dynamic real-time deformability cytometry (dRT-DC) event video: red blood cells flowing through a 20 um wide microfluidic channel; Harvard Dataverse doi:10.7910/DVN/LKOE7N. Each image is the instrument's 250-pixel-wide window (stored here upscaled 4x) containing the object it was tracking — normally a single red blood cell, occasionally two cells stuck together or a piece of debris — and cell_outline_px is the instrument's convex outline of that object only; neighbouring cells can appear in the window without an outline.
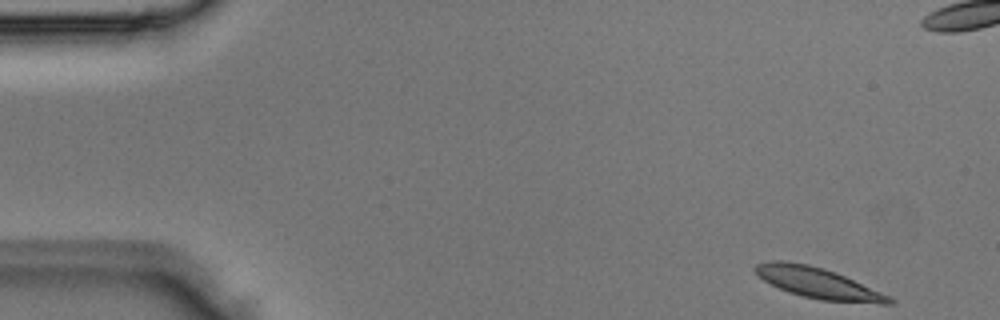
{"species": "Egyptian fruit bat (a non-hibernating species)", "species_latin": "Rousettus aegyptiacus", "temperature_condition": "room temperature", "stored_images_in_passage": 5, "camera_frame_rate_fps": 3000, "um_per_image_px": 0.085, "animal": {"sex": "male"}, "frame": {"image": 1, "passage_image": 1, "time_ms": 0.0, "image_size_px": [1000, 320], "cell_outline_px": [[896, 304], [880, 304], [820, 300], [788, 292], [764, 280], [752, 268], [756, 264], [772, 260], [784, 260], [808, 264], [824, 268], [836, 272], [880, 292], [896, 300]], "centroid_in_image_um": [69.54, 24.05], "position_along_channel_um": 15.5, "area_um2": 23.87}}
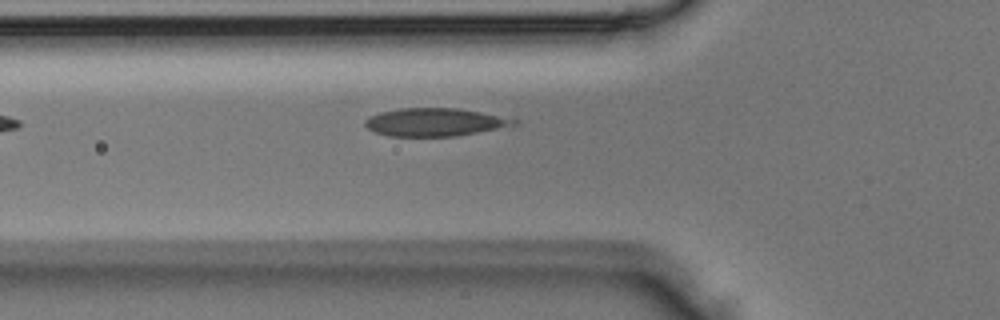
{"frame": {"image": 2, "passage_image": 5, "time_ms": 1.333, "image_size_px": [1000, 320], "cell_outline_px": [[520, 120], [516, 124], [456, 136], [388, 136], [376, 132], [368, 128], [364, 124], [364, 120], [368, 116], [380, 112], [400, 108], [456, 108], [480, 112]], "centroid_in_image_um": [36.89, 10.37], "position_along_channel_um": 88.9, "area_um2": 23.99}}